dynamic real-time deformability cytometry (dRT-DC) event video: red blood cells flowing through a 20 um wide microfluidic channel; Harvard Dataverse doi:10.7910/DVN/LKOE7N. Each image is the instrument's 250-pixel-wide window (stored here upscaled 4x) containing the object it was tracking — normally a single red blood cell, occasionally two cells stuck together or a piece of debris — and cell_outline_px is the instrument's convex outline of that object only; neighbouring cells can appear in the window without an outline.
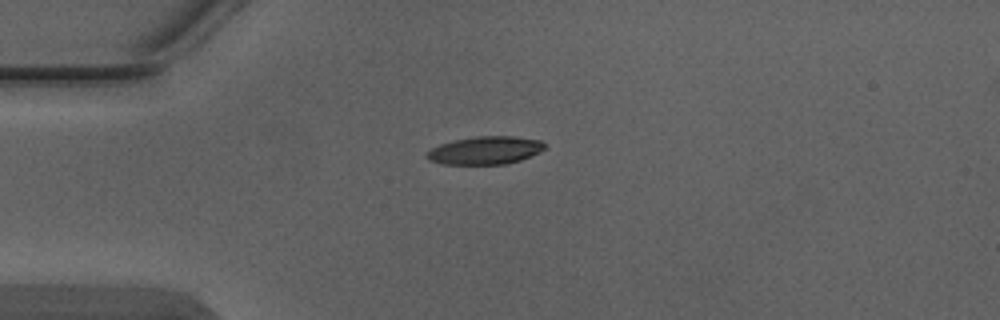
{"species": "Egyptian fruit bat (a non-hibernating species)", "species_latin": "Rousettus aegyptiacus", "temperature_condition": "warm", "stored_images_in_passage": 3, "camera_frame_rate_fps": 3000, "um_per_image_px": 0.085, "animal": {"sex": "male"}, "frame": {"image": 1, "passage_image": 3, "time_ms": 0.667, "image_size_px": [1000, 320], "cell_outline_px": [[544, 148], [540, 152], [520, 160], [504, 164], [440, 164], [428, 160], [424, 156], [432, 148], [440, 144], [452, 140], [476, 136], [512, 136], [540, 140], [544, 144]], "centroid_in_image_um": [41.2, 12.78], "position_along_channel_um": 43.8, "area_um2": 19.19}}